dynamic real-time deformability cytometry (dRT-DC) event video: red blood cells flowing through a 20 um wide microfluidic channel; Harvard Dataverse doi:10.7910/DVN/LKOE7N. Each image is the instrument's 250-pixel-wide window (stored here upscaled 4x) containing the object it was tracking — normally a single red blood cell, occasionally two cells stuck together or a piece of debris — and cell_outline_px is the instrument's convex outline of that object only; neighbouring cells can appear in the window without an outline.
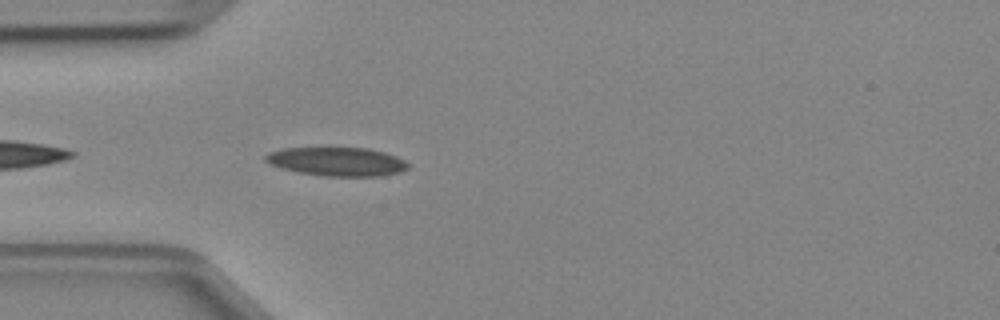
{"species": "Egyptian fruit bat (a non-hibernating species)", "species_latin": "Rousettus aegyptiacus", "temperature_condition": "cold", "stored_images_in_passage": 8, "camera_frame_rate_fps": 3000, "um_per_image_px": 0.085, "animal": {"sex": "female"}, "frame": {"image": 1, "passage_image": 2, "time_ms": 0.333, "image_size_px": [1000, 320], "cell_outline_px": [[408, 168], [400, 172], [380, 176], [324, 176], [300, 172], [268, 164], [264, 160], [264, 156], [268, 152], [284, 148], [368, 148], [384, 152], [396, 156], [404, 160], [408, 164]], "centroid_in_image_um": [28.64, 13.73], "position_along_channel_um": 56.4, "area_um2": 23.76}}